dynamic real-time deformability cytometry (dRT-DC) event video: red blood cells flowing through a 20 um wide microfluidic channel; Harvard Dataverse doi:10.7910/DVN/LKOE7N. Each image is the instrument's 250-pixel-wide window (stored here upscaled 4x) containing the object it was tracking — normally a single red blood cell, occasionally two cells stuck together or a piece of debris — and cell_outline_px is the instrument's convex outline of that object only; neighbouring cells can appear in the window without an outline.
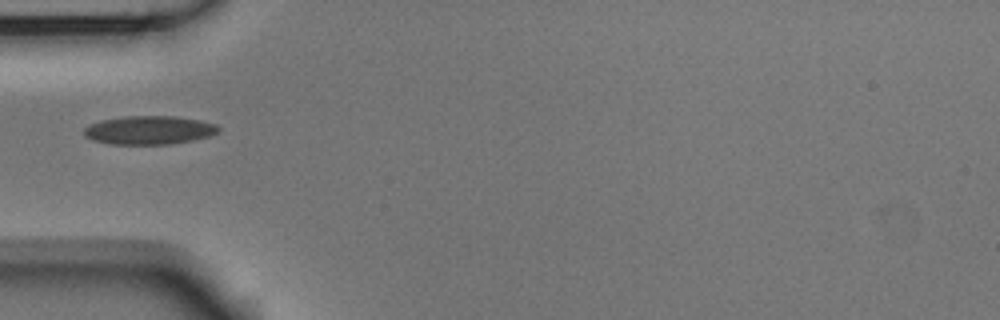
{"species": "Egyptian fruit bat (a non-hibernating species)", "species_latin": "Rousettus aegyptiacus", "temperature_condition": "room temperature", "stored_images_in_passage": 1, "camera_frame_rate_fps": 3000, "um_per_image_px": 0.085, "animal": {"sex": "male"}, "frame": {"image": 1, "passage_image": 1, "time_ms": 0.0, "image_size_px": [1000, 320], "cell_outline_px": [[220, 132], [212, 136], [172, 144], [108, 144], [92, 140], [84, 136], [84, 128], [100, 120], [124, 116], [172, 116], [200, 120], [216, 124], [220, 128]], "centroid_in_image_um": [12.7, 11.06], "position_along_channel_um": 72.3, "area_um2": 22.54}}